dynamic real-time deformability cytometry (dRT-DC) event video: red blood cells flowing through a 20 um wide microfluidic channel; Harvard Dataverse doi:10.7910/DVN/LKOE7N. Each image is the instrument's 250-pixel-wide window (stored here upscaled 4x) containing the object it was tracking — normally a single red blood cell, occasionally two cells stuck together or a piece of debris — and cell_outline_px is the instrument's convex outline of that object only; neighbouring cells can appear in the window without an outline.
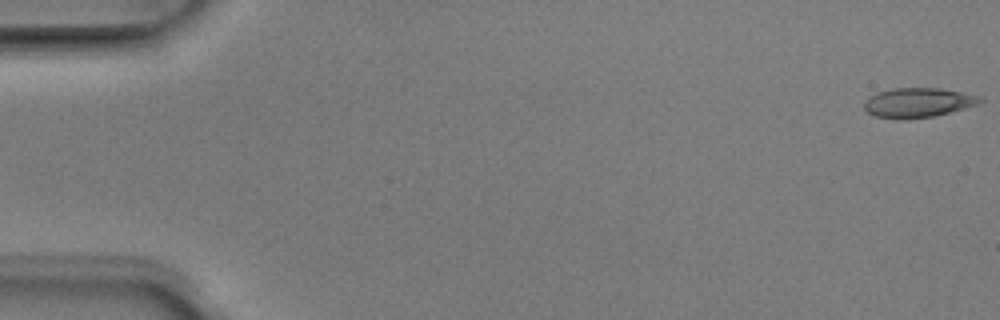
{"species": "Egyptian fruit bat (a non-hibernating species)", "species_latin": "Rousettus aegyptiacus", "temperature_condition": "room temperature", "stored_images_in_passage": 5, "camera_frame_rate_fps": 3000, "um_per_image_px": 0.085, "animal": {"sex": "male"}, "frame": {"image": 1, "passage_image": 1, "time_ms": 0.0, "image_size_px": [1000, 320], "cell_outline_px": [[984, 100], [976, 104], [964, 108], [936, 116], [900, 120], [896, 120], [876, 116], [868, 112], [864, 108], [864, 100], [868, 96], [876, 92], [892, 88], [940, 88], [980, 96]], "centroid_in_image_um": [77.97, 8.73], "position_along_channel_um": 7.0, "area_um2": 20.11}}
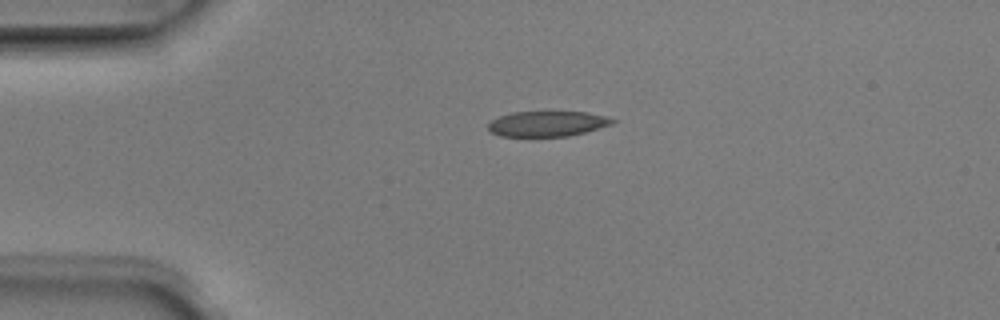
{"frame": {"image": 2, "passage_image": 4, "time_ms": 1.0, "image_size_px": [1000, 320], "cell_outline_px": [[616, 120], [612, 124], [584, 132], [568, 136], [500, 136], [488, 132], [488, 124], [492, 120], [500, 116], [512, 112], [588, 112], [608, 116]], "centroid_in_image_um": [46.51, 10.51], "position_along_channel_um": 38.5, "area_um2": 18.32}}